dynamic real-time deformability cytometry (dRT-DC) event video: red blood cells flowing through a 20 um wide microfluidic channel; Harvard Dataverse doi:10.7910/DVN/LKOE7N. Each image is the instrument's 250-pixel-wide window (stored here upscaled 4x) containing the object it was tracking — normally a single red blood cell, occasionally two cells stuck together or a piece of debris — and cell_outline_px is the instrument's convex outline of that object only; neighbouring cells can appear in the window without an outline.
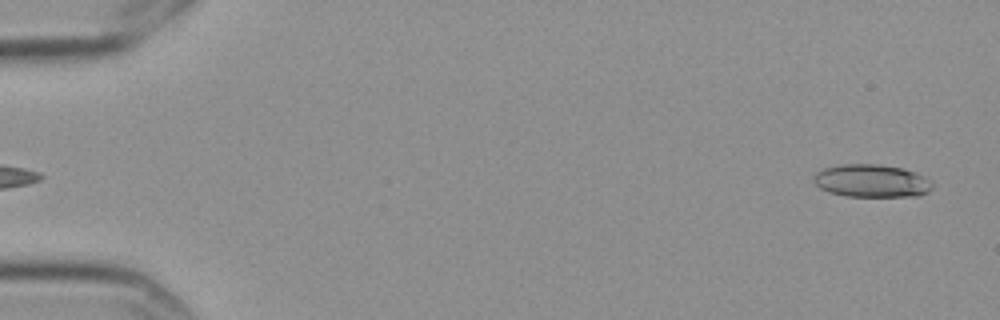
{"species": "Egyptian fruit bat (a non-hibernating species)", "species_latin": "Rousettus aegyptiacus", "temperature_condition": "cold", "stored_images_in_passage": 6, "segment_of_instrument_passage": [2, 2], "camera_frame_rate_fps": 3000, "um_per_image_px": 0.085, "frame": {"image": 1, "passage_image": 6, "time_ms": 1.667, "image_size_px": [1000, 320], "cell_outline_px": [[932, 188], [928, 192], [920, 196], [844, 196], [828, 192], [820, 188], [812, 180], [812, 176], [816, 172], [824, 168], [840, 164], [880, 164], [904, 168], [924, 176], [932, 184]], "centroid_in_image_um": [74.06, 15.37], "position_along_channel_um": 10.9, "area_um2": 22.89}}